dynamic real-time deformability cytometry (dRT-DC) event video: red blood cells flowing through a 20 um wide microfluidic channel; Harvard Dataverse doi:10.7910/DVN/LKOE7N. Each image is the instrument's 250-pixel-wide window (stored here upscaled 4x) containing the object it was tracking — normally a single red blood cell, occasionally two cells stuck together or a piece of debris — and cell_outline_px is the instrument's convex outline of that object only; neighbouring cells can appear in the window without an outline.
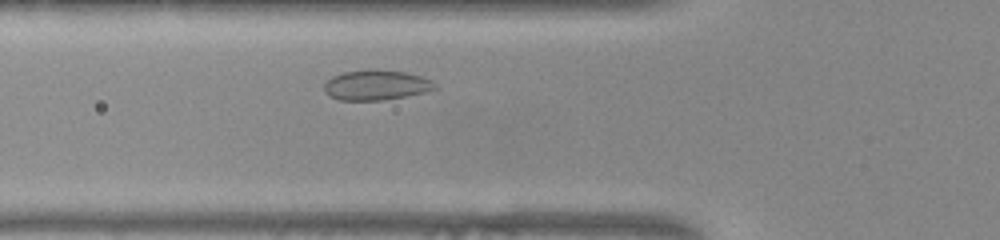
{"species": "common noctule bat (a hibernating species)", "species_latin": "Nyctalus noctula", "temperature_condition": "warm", "stored_images_in_passage": 31, "camera_frame_rate_fps": 3000, "um_per_image_px": 0.085, "animal": {"sex": "female", "body_mass_g": 22.0, "forearm_length_mm": 56.7}, "frame": {"image": 1, "passage_image": 6, "time_ms": 1.667, "image_size_px": [1000, 240], "cell_outline_px": [[440, 88], [424, 92], [384, 100], [340, 100], [328, 96], [324, 92], [324, 84], [332, 76], [344, 72], [368, 68], [372, 68], [404, 72], [420, 76], [432, 80]], "centroid_in_image_um": [31.96, 7.22], "position_along_channel_um": 93.8, "area_um2": 19.65}}
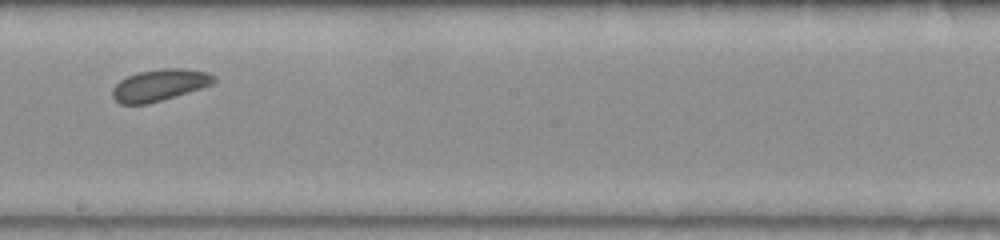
{"frame": {"image": 2, "passage_image": 17, "time_ms": 5.333, "image_size_px": [1000, 240], "cell_outline_px": [[216, 80], [212, 84], [200, 88], [148, 104], [120, 104], [112, 96], [112, 88], [120, 80], [128, 76], [140, 72], [160, 68], [184, 68], [208, 72], [216, 76]], "centroid_in_image_um": [13.56, 7.22], "position_along_channel_um": 234.6, "area_um2": 18.61}}
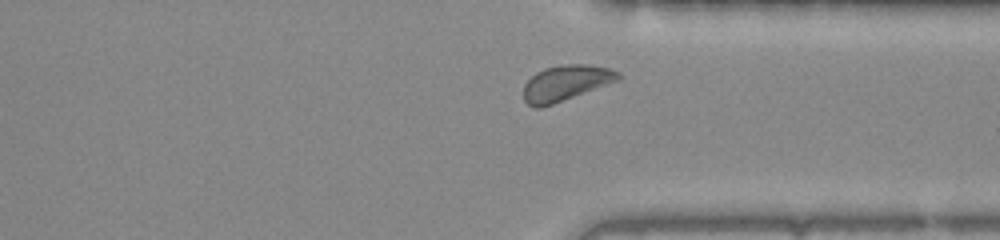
{"frame": {"image": 3, "passage_image": 27, "time_ms": 8.667, "image_size_px": [1000, 240], "cell_outline_px": [[624, 76], [620, 80], [552, 104], [540, 108], [532, 108], [524, 100], [524, 84], [536, 72], [544, 68], [560, 64], [584, 64], [608, 68], [620, 72]], "centroid_in_image_um": [48.1, 7.04], "position_along_channel_um": 363.3, "area_um2": 19.71}, "authors_computed_cell_mechanics": {"area_um2": 19.074, "velocity_mm_per_s": 3.8468, "shape_relaxation_time_tau1_ms": 5.9858, "shape_relaxation_time_tau2_ms": null, "deformation_change_tau1": 0.0775, "deformation_change_tau2": null}}